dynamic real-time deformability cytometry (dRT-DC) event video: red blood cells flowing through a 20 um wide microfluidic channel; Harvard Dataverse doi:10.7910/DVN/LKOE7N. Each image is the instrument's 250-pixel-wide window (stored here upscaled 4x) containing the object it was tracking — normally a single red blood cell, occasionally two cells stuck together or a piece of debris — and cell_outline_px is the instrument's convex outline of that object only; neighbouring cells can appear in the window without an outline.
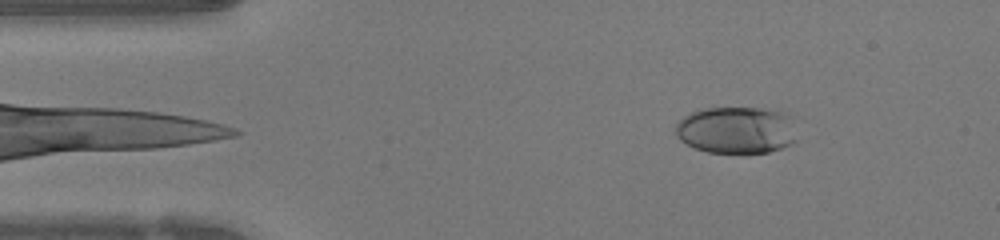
{"species": "human", "species_latin": "Homo sapiens", "temperature_condition": "warm", "stored_images_in_passage": 43, "camera_frame_rate_fps": 3000, "um_per_image_px": 0.085, "donor": {"sex": "female"}, "frame": {"image": 1, "passage_image": 2, "time_ms": 0.333, "image_size_px": [1000, 240], "cell_outline_px": [[796, 140], [792, 144], [768, 152], [708, 152], [696, 148], [680, 140], [676, 136], [676, 124], [688, 112], [700, 108], [776, 108], [796, 116]], "centroid_in_image_um": [62.68, 11.01], "position_along_channel_um": 22.3, "area_um2": 34.04}}
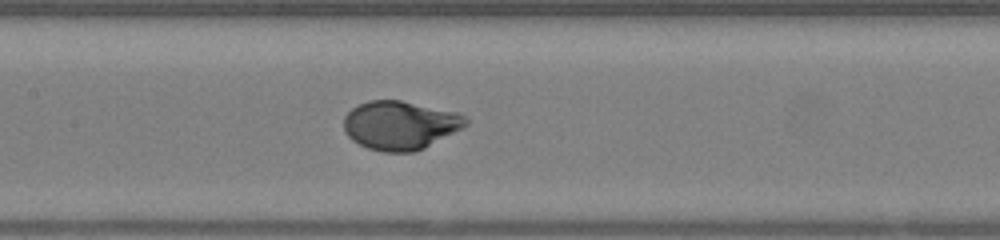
{"frame": {"image": 2, "passage_image": 17, "time_ms": 5.333, "image_size_px": [1000, 240], "cell_outline_px": [[468, 124], [424, 148], [412, 152], [384, 152], [368, 148], [352, 140], [344, 132], [344, 116], [352, 108], [368, 100], [400, 100], [460, 112], [468, 120]], "centroid_in_image_um": [34.0, 10.63], "position_along_channel_um": 173.4, "area_um2": 34.56}}
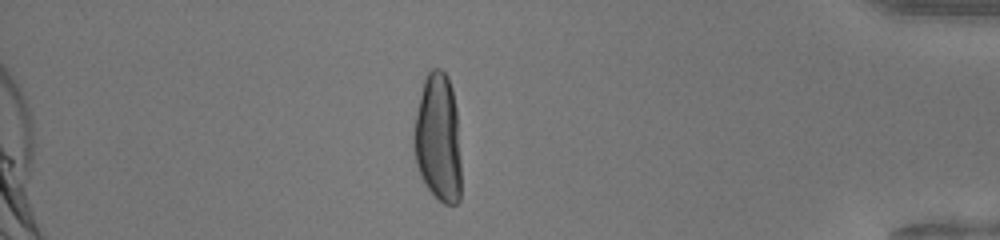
{"frame": {"image": 3, "passage_image": 36, "time_ms": 11.667, "image_size_px": [1000, 240], "cell_outline_px": [[460, 200], [456, 204], [444, 204], [424, 184], [416, 164], [412, 148], [412, 136], [420, 96], [424, 80], [428, 72], [432, 68], [440, 68], [448, 76], [452, 88], [456, 108], [460, 160]], "centroid_in_image_um": [37.22, 11.74], "position_along_channel_um": 398.0, "area_um2": 35.49}, "authors_computed_cell_mechanics": {"area_um2": 34.2176, "velocity_mm_per_s": 4.25, "shape_relaxation_time_tau1_ms": 2.5949, "shape_relaxation_time_tau2_ms": null, "deformation_change_tau1": 0.1942, "deformation_change_tau2": null}}